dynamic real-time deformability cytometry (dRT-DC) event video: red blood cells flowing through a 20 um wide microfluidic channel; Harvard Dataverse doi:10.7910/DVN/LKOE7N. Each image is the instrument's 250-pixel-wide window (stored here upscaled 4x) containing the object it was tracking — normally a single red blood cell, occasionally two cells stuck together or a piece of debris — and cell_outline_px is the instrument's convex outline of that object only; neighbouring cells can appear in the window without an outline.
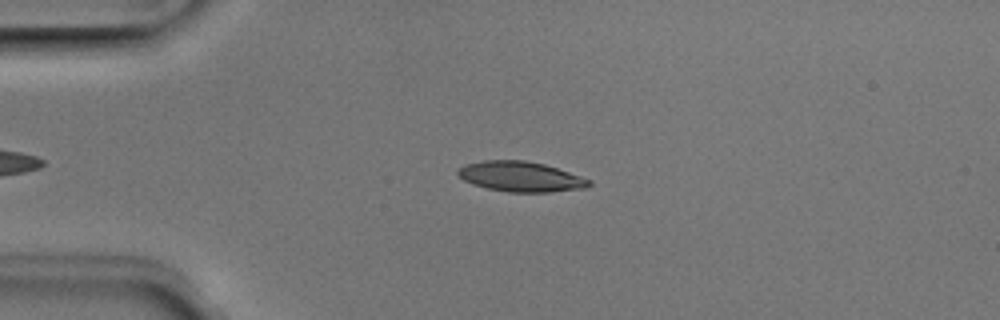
{"species": "Egyptian fruit bat (a non-hibernating species)", "species_latin": "Rousettus aegyptiacus", "temperature_condition": "room temperature", "stored_images_in_passage": 44, "camera_frame_rate_fps": 3000, "um_per_image_px": 0.085, "animal": {"sex": "male"}, "frame": {"image": 1, "passage_image": 10, "time_ms": 3.0, "image_size_px": [1000, 320], "cell_outline_px": [[592, 184], [584, 188], [548, 192], [508, 192], [488, 188], [472, 184], [464, 180], [456, 172], [464, 164], [484, 160], [524, 160], [544, 164], [592, 180]], "centroid_in_image_um": [44.24, 15.01], "position_along_channel_um": 40.8, "area_um2": 22.89}}
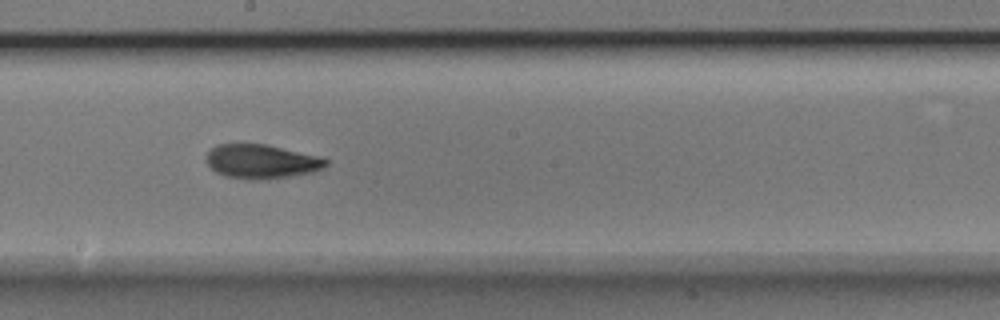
{"frame": {"image": 2, "passage_image": 26, "time_ms": 8.333, "image_size_px": [1000, 320], "cell_outline_px": [[328, 164], [324, 168], [312, 172], [288, 176], [256, 180], [248, 180], [224, 176], [216, 172], [208, 164], [208, 152], [216, 144], [268, 144], [320, 156], [328, 160]], "centroid_in_image_um": [22.25, 13.72], "position_along_channel_um": 225.9, "area_um2": 23.76}}
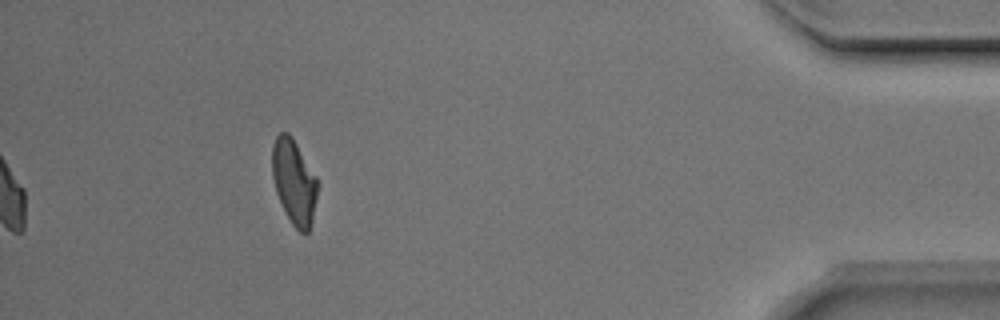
{"frame": {"image": 3, "passage_image": 44, "time_ms": 14.333, "image_size_px": [1000, 320], "cell_outline_px": [[320, 184], [312, 220], [308, 232], [300, 232], [292, 224], [276, 192], [272, 176], [272, 144], [276, 136], [280, 132], [288, 132], [292, 136], [316, 176]], "centroid_in_image_um": [25.01, 15.42], "position_along_channel_um": 410.2, "area_um2": 22.48}, "authors_computed_cell_mechanics": {"area_um2": 22.9755, "velocity_mm_per_s": 4.0045, "shape_relaxation_time_tau1_ms": 3.7773, "shape_relaxation_time_tau2_ms": 1.9524, "deformation_change_tau1": 0.1542, "deformation_change_tau2": 0.0774}}